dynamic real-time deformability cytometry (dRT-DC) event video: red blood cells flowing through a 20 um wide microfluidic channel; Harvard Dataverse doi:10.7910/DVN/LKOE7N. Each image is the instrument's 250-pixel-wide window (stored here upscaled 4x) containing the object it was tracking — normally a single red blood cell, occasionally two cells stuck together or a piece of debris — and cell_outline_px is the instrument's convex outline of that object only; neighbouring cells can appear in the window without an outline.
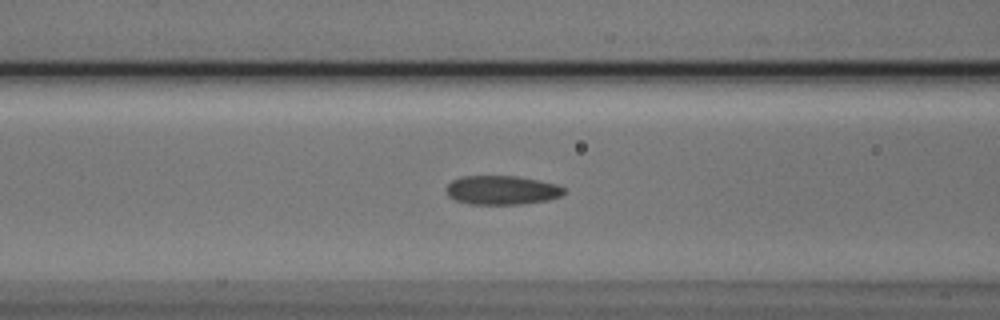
{"species": "Egyptian fruit bat (a non-hibernating species)", "species_latin": "Rousettus aegyptiacus", "temperature_condition": "cold", "stored_images_in_passage": 35, "camera_frame_rate_fps": 3000, "um_per_image_px": 0.085, "animal": {"sex": "male"}, "frame": {"image": 1, "passage_image": 6, "time_ms": 1.667, "image_size_px": [1000, 320], "cell_outline_px": [[568, 192], [560, 196], [548, 200], [520, 204], [468, 204], [456, 200], [448, 196], [444, 188], [452, 180], [460, 176], [516, 176], [556, 184], [564, 188]], "centroid_in_image_um": [42.63, 16.16], "position_along_channel_um": 124.0, "area_um2": 20.0}}
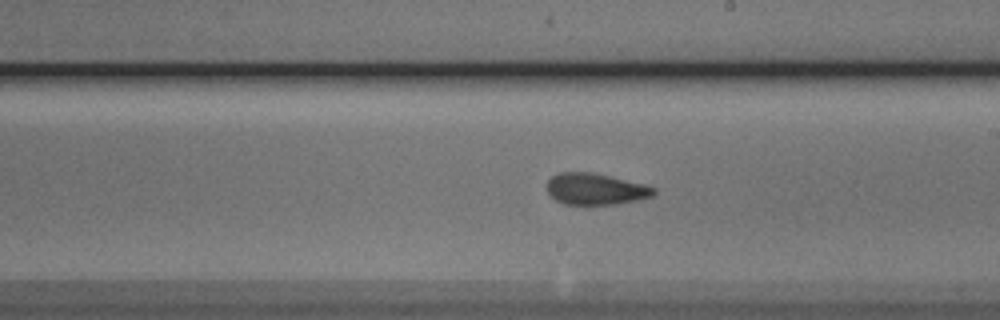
{"frame": {"image": 2, "passage_image": 15, "time_ms": 4.667, "image_size_px": [1000, 320], "cell_outline_px": [[656, 192], [652, 196], [636, 200], [616, 204], [564, 204], [556, 200], [548, 192], [548, 180], [552, 176], [560, 172], [588, 172], [608, 176], [644, 184], [656, 188]], "centroid_in_image_um": [50.62, 16.07], "position_along_channel_um": 238.4, "area_um2": 19.25}}
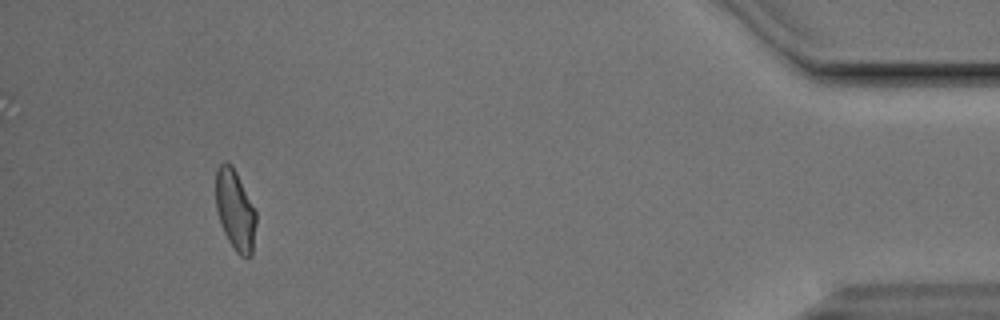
{"frame": {"image": 3, "passage_image": 34, "time_ms": 11.0, "image_size_px": [1000, 320], "cell_outline_px": [[256, 224], [252, 256], [248, 260], [240, 256], [232, 248], [224, 232], [216, 208], [216, 168], [224, 160], [232, 164], [256, 212]], "centroid_in_image_um": [19.99, 17.89], "position_along_channel_um": 415.2, "area_um2": 19.02}}